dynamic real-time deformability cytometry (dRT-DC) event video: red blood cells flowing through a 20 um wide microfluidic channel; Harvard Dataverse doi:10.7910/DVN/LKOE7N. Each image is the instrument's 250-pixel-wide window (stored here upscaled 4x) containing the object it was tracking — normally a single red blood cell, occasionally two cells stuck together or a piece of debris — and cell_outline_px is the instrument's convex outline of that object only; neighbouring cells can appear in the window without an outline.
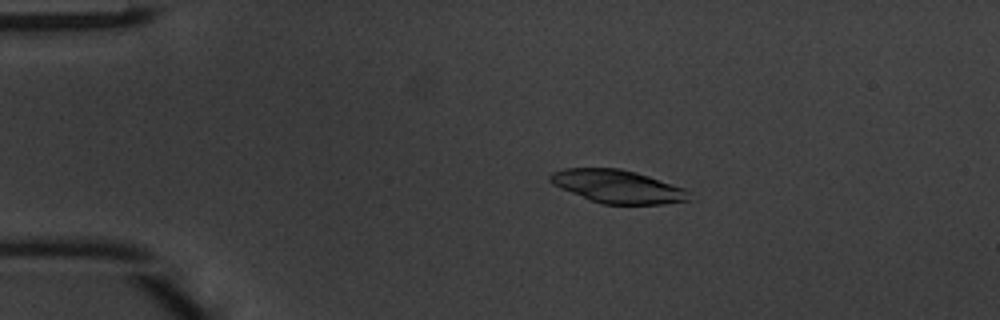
{"species": "common noctule bat (a hibernating species)", "species_latin": "Nyctalus noctula", "temperature_condition": "warm", "stored_images_in_passage": 49, "camera_frame_rate_fps": 3000, "um_per_image_px": 0.085, "animal": {"sex": "male", "body_mass_g": 20.1, "forearm_length_mm": 53.5}, "frame": {"image": 1, "passage_image": 10, "time_ms": 3.0, "image_size_px": [1000, 320], "cell_outline_px": [[692, 200], [664, 204], [604, 204], [592, 200], [560, 188], [552, 184], [548, 180], [548, 176], [552, 172], [564, 168], [620, 168], [636, 172], [684, 188], [688, 192]], "centroid_in_image_um": [52.49, 15.85], "position_along_channel_um": 32.5, "area_um2": 26.7}}